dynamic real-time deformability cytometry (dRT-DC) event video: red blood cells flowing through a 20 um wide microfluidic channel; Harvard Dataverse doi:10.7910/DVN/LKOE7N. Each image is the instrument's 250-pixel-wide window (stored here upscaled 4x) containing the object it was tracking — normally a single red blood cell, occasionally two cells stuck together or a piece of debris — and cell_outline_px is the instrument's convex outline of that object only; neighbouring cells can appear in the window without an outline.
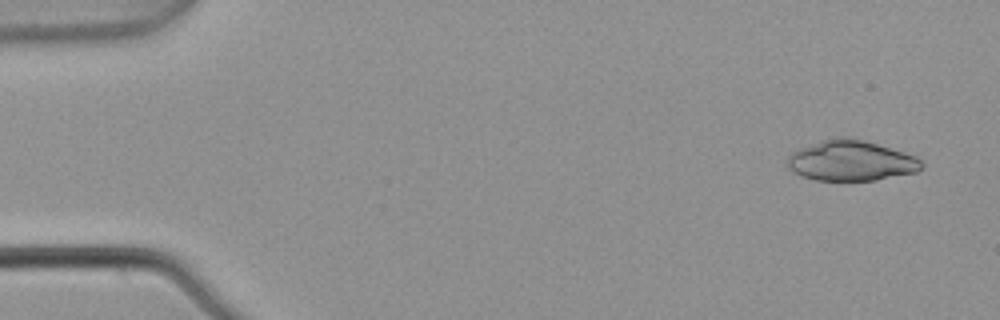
{"species": "common noctule bat (a hibernating species)", "species_latin": "Nyctalus noctula", "temperature_condition": "warm", "stored_images_in_passage": 4, "camera_frame_rate_fps": 3000, "um_per_image_px": 0.085, "animal": {"sex": "male", "body_mass_g": 21.5, "forearm_length_mm": 52.0}, "frame": {"image": 1, "passage_image": 1, "time_ms": 0.0, "image_size_px": [1000, 320], "cell_outline_px": [[924, 164], [916, 172], [876, 180], [816, 180], [792, 172], [784, 164], [788, 156], [796, 148], [836, 136], [844, 136], [864, 140], [904, 152], [916, 156]], "centroid_in_image_um": [72.28, 13.65], "position_along_channel_um": 12.7, "area_um2": 31.79}}